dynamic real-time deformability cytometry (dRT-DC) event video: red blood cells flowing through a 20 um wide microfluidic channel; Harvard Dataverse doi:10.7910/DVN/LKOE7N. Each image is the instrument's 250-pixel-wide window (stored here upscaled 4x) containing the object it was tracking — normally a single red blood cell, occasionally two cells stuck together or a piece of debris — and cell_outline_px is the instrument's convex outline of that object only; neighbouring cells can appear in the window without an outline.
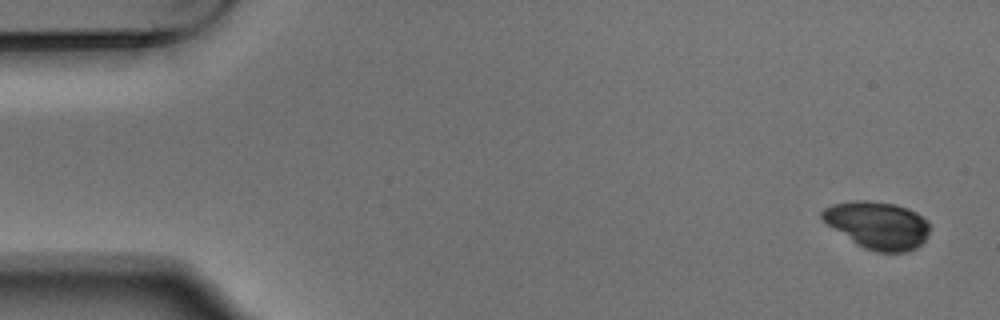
{"species": "Egyptian fruit bat (a non-hibernating species)", "species_latin": "Rousettus aegyptiacus", "temperature_condition": "warm", "stored_images_in_passage": 6, "camera_frame_rate_fps": 3000, "um_per_image_px": 0.085, "animal": {"sex": "male"}, "frame": {"image": 1, "passage_image": 1, "time_ms": 0.0, "image_size_px": [1000, 320], "cell_outline_px": [[928, 236], [916, 248], [908, 252], [876, 252], [864, 248], [856, 244], [828, 224], [820, 216], [820, 212], [824, 208], [832, 204], [852, 200], [868, 200], [896, 204], [908, 208], [916, 212], [928, 220]], "centroid_in_image_um": [74.6, 19.12], "position_along_channel_um": 10.4, "area_um2": 29.77}}
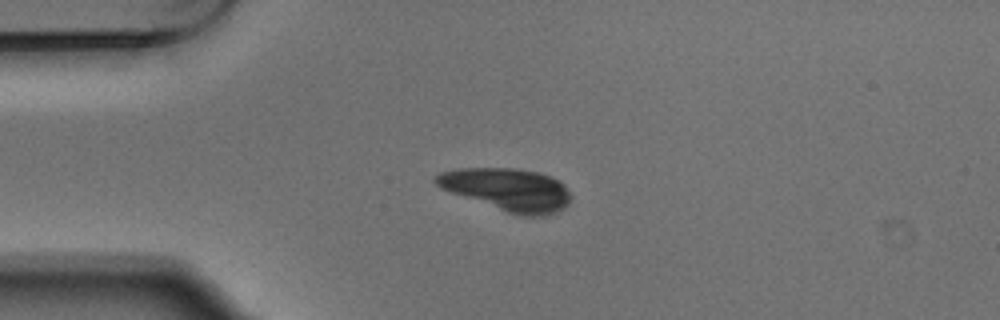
{"frame": {"image": 2, "passage_image": 4, "time_ms": 1.0, "image_size_px": [1000, 320], "cell_outline_px": [[572, 196], [568, 204], [564, 208], [556, 212], [544, 216], [524, 216], [508, 212], [440, 188], [432, 180], [440, 172], [460, 168], [516, 168], [536, 172], [552, 176], [564, 184]], "centroid_in_image_um": [43.16, 16.1], "position_along_channel_um": 41.8, "area_um2": 33.29}}